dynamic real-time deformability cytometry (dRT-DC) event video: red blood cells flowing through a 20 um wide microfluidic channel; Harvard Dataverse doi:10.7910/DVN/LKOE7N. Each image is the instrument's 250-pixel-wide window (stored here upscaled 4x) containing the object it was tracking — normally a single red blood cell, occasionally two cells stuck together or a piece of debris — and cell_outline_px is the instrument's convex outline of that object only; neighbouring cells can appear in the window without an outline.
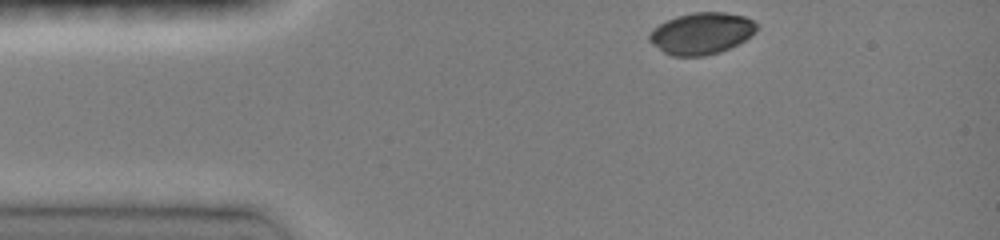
{"species": "common noctule bat (a hibernating species)", "species_latin": "Nyctalus noctula", "temperature_condition": "room temperature", "stored_images_in_passage": 30, "camera_frame_rate_fps": 3000, "um_per_image_px": 0.085, "animal": {"sex": "female", "body_mass_g": 19.0, "forearm_length_mm": 51.5}, "frame": {"image": 1, "passage_image": 1, "time_ms": 0.0, "image_size_px": [1000, 240], "cell_outline_px": [[760, 28], [756, 32], [744, 40], [720, 52], [704, 56], [672, 56], [664, 52], [652, 44], [648, 40], [648, 36], [660, 24], [676, 16], [692, 12], [724, 12], [744, 16], [752, 20]], "centroid_in_image_um": [59.64, 2.83], "position_along_channel_um": 25.4, "area_um2": 25.89}}
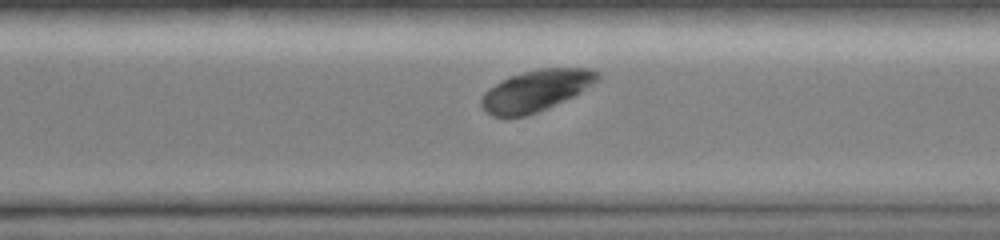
{"frame": {"image": 2, "passage_image": 24, "time_ms": 8.667, "image_size_px": [1000, 240], "cell_outline_px": [[600, 80], [580, 92], [572, 96], [536, 112], [524, 116], [492, 116], [480, 104], [480, 100], [484, 92], [488, 88], [512, 76], [524, 72], [540, 68], [592, 68], [600, 72]], "centroid_in_image_um": [45.59, 7.67], "position_along_channel_um": 325.0, "area_um2": 27.46}}
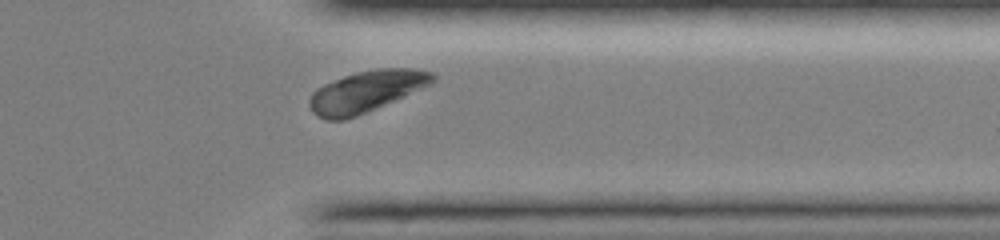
{"frame": {"image": 3, "passage_image": 28, "time_ms": 10.0, "image_size_px": [1000, 240], "cell_outline_px": [[436, 80], [404, 96], [356, 116], [344, 120], [324, 120], [316, 116], [312, 112], [308, 104], [308, 100], [312, 92], [316, 88], [324, 84], [344, 76], [356, 72], [376, 68], [412, 68], [432, 72], [436, 76]], "centroid_in_image_um": [31.07, 7.77], "position_along_channel_um": 380.3, "area_um2": 29.54}, "authors_computed_cell_mechanics": {"area_um2": 28.5243, "velocity_mm_per_s": 4.0666, "shape_relaxation_time_tau1_ms": 2.4125, "shape_relaxation_time_tau2_ms": null, "deformation_change_tau1": 0.141, "deformation_change_tau2": null}}